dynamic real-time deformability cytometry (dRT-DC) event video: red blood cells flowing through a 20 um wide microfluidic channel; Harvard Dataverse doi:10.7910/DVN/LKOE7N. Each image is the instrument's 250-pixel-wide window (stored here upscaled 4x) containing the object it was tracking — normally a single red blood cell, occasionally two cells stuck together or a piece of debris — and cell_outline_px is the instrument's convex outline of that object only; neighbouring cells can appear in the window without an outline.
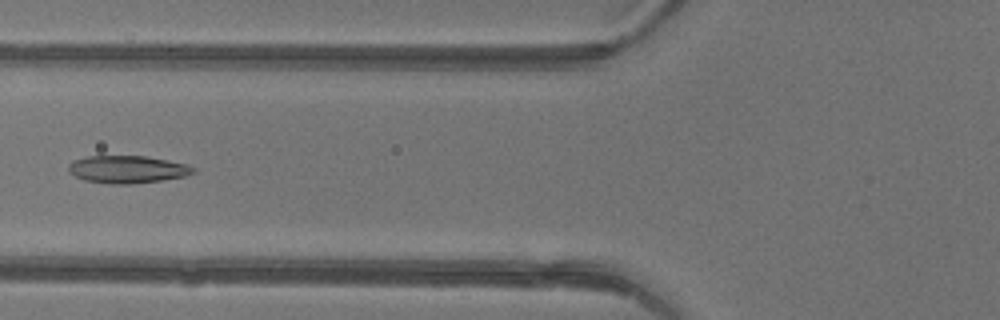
{"species": "common noctule bat (a hibernating species)", "species_latin": "Nyctalus noctula", "temperature_condition": "warm", "stored_images_in_passage": 48, "camera_frame_rate_fps": 3000, "um_per_image_px": 0.085, "animal": {"sex": "female"}, "frame": {"image": 1, "passage_image": 20, "time_ms": 6.333, "image_size_px": [1000, 320], "cell_outline_px": [[196, 172], [184, 176], [160, 180], [132, 184], [112, 184], [84, 180], [68, 172], [68, 164], [76, 160], [88, 156], [144, 156], [188, 164], [196, 168]], "centroid_in_image_um": [10.84, 14.4], "position_along_channel_um": 115.0, "area_um2": 19.88}}
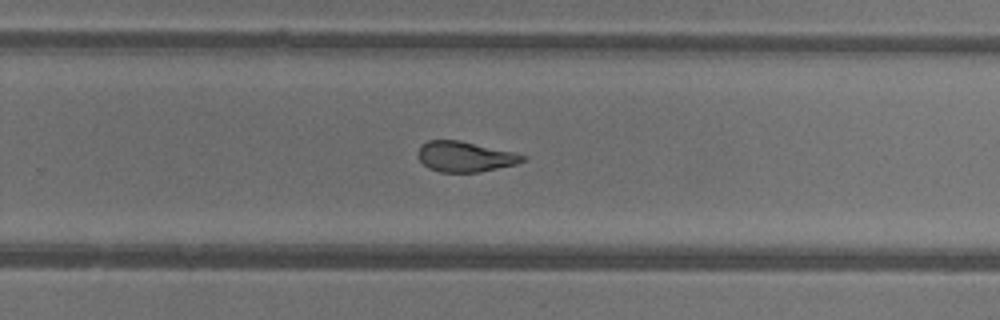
{"frame": {"image": 2, "passage_image": 32, "time_ms": 10.333, "image_size_px": [1000, 320], "cell_outline_px": [[528, 160], [516, 164], [480, 172], [440, 172], [428, 168], [416, 156], [420, 144], [428, 140], [460, 140], [512, 152], [528, 156]], "centroid_in_image_um": [39.51, 13.31], "position_along_channel_um": 290.3, "area_um2": 18.67}}
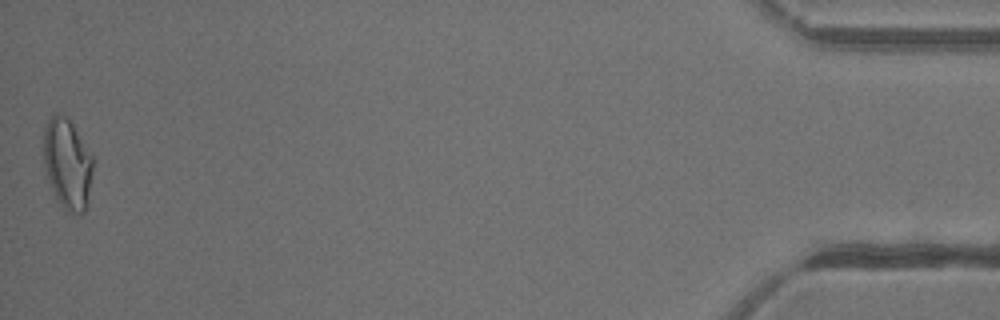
{"frame": {"image": 3, "passage_image": 48, "time_ms": 15.667, "image_size_px": [1000, 320], "cell_outline_px": [[92, 172], [88, 208], [80, 216], [68, 212], [64, 208], [56, 196], [52, 188], [48, 176], [44, 160], [44, 128], [48, 120], [52, 116], [64, 116], [72, 120], [92, 156]], "centroid_in_image_um": [5.77, 13.95], "position_along_channel_um": 429.4, "area_um2": 25.89}, "authors_computed_cell_mechanics": {"area_um2": 21.4149, "velocity_mm_per_s": 4.3789, "shape_relaxation_time_tau1_ms": null, "shape_relaxation_time_tau2_ms": 1.9191, "deformation_change_tau1": null, "deformation_change_tau2": 0.1011}}